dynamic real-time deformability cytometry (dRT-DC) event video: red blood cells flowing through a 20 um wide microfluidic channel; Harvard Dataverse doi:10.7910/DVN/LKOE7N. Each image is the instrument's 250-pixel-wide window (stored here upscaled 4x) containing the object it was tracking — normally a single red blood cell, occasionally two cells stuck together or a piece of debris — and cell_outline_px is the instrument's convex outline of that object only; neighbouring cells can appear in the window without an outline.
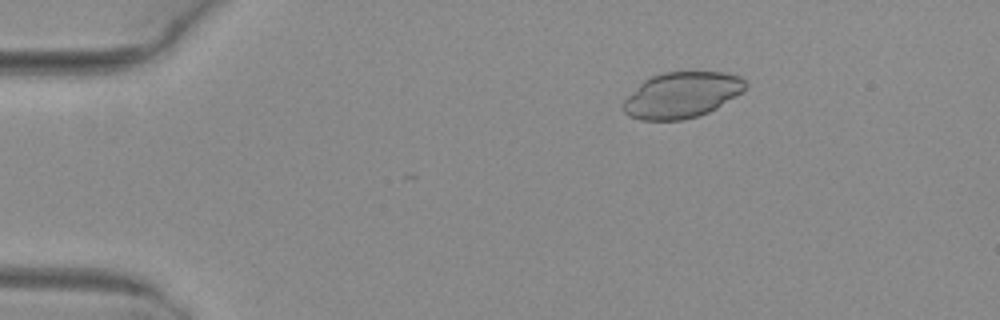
{"species": "common noctule bat (a hibernating species)", "species_latin": "Nyctalus noctula", "temperature_condition": "warm", "stored_images_in_passage": 3, "camera_frame_rate_fps": 3000, "um_per_image_px": 0.085, "animal": {"sex": "female", "body_mass_g": 29.2, "forearm_length_mm": 56.3}, "frame": {"image": 1, "passage_image": 1, "time_ms": 0.0, "image_size_px": [1000, 320], "cell_outline_px": [[748, 88], [744, 92], [716, 108], [708, 112], [684, 120], [640, 120], [628, 116], [624, 112], [624, 100], [644, 80], [652, 76], [664, 72], [728, 72], [740, 76], [748, 84]], "centroid_in_image_um": [58.0, 8.07], "position_along_channel_um": 27.0, "area_um2": 32.71}}